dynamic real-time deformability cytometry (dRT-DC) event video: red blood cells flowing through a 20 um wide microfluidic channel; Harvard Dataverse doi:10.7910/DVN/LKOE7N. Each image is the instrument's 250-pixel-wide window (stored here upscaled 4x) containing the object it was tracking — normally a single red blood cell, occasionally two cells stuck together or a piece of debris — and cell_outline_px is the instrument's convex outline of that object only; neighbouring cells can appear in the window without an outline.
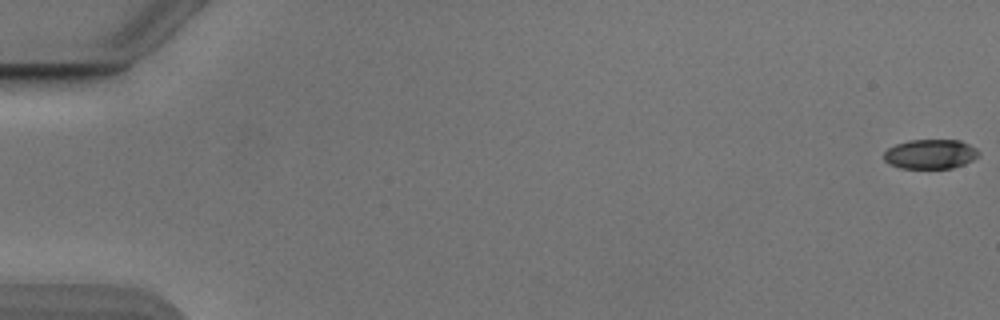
{"species": "Egyptian fruit bat (a non-hibernating species)", "species_latin": "Rousettus aegyptiacus", "temperature_condition": "cold", "stored_images_in_passage": 12, "camera_frame_rate_fps": 3000, "um_per_image_px": 0.085, "animal": {"sex": "male"}, "frame": {"image": 1, "passage_image": 1, "time_ms": 0.0, "image_size_px": [1000, 320], "cell_outline_px": [[980, 156], [964, 164], [952, 168], [900, 168], [888, 164], [884, 160], [884, 152], [888, 148], [896, 144], [908, 140], [960, 140], [976, 148], [980, 152]], "centroid_in_image_um": [79.08, 13.1], "position_along_channel_um": 5.9, "area_um2": 16.42}}